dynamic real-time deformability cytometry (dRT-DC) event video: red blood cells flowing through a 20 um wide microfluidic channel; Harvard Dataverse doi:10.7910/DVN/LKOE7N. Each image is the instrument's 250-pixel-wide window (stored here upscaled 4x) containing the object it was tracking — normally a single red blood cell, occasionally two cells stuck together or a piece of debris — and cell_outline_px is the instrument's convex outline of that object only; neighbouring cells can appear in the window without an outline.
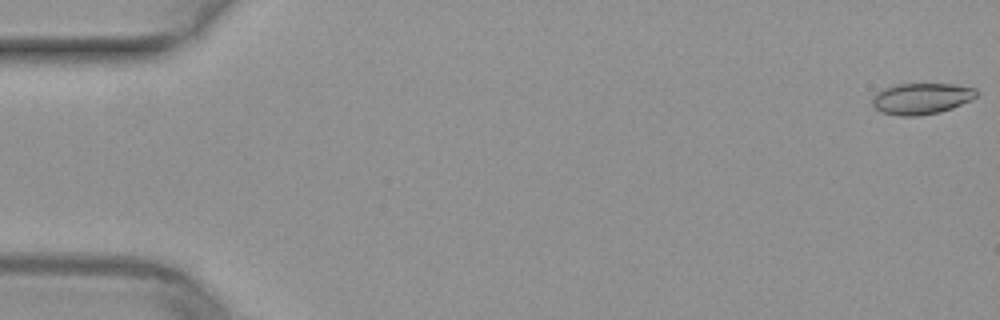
{"species": "common noctule bat (a hibernating species)", "species_latin": "Nyctalus noctula", "temperature_condition": "warm", "stored_images_in_passage": 51, "camera_frame_rate_fps": 3000, "um_per_image_px": 0.085, "animal": {"sex": "female", "body_mass_g": 29.2, "forearm_length_mm": 56.3}, "frame": {"image": 1, "passage_image": 1, "time_ms": 0.0, "image_size_px": [1000, 320], "cell_outline_px": [[980, 92], [972, 100], [952, 108], [940, 112], [920, 116], [900, 116], [880, 112], [872, 108], [872, 96], [876, 92], [884, 88], [896, 84], [956, 84], [976, 88]], "centroid_in_image_um": [78.31, 8.38], "position_along_channel_um": 6.7, "area_um2": 19.36}}
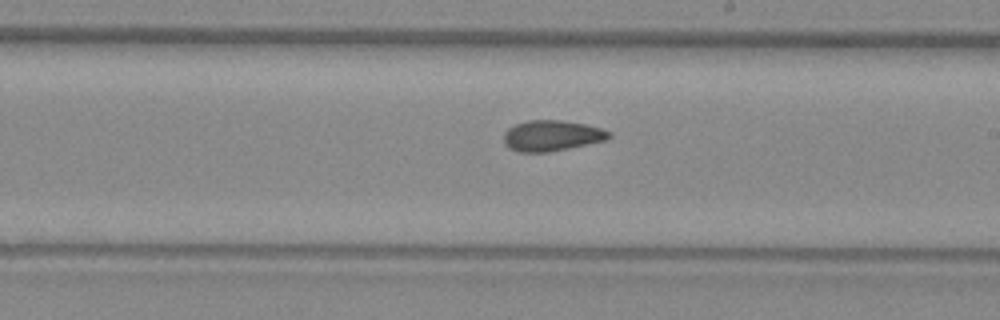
{"frame": {"image": 2, "passage_image": 30, "time_ms": 9.667, "image_size_px": [1000, 320], "cell_outline_px": [[612, 136], [608, 140], [548, 152], [520, 152], [508, 148], [504, 144], [504, 132], [508, 128], [516, 124], [528, 120], [560, 120], [584, 124], [600, 128], [612, 132]], "centroid_in_image_um": [46.91, 11.53], "position_along_channel_um": 242.1, "area_um2": 18.9}}
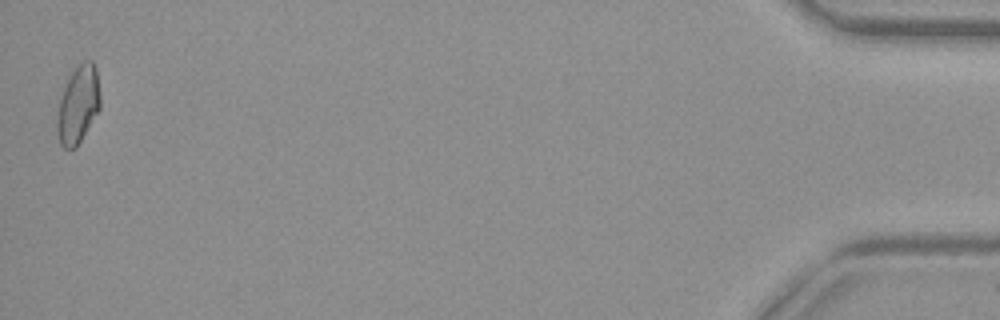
{"frame": {"image": 3, "passage_image": 51, "time_ms": 16.667, "image_size_px": [1000, 320], "cell_outline_px": [[100, 108], [76, 148], [64, 148], [60, 144], [56, 132], [56, 116], [60, 96], [68, 76], [84, 60], [92, 60], [96, 68], [100, 96]], "centroid_in_image_um": [6.61, 8.9], "position_along_channel_um": 428.6, "area_um2": 19.65}}